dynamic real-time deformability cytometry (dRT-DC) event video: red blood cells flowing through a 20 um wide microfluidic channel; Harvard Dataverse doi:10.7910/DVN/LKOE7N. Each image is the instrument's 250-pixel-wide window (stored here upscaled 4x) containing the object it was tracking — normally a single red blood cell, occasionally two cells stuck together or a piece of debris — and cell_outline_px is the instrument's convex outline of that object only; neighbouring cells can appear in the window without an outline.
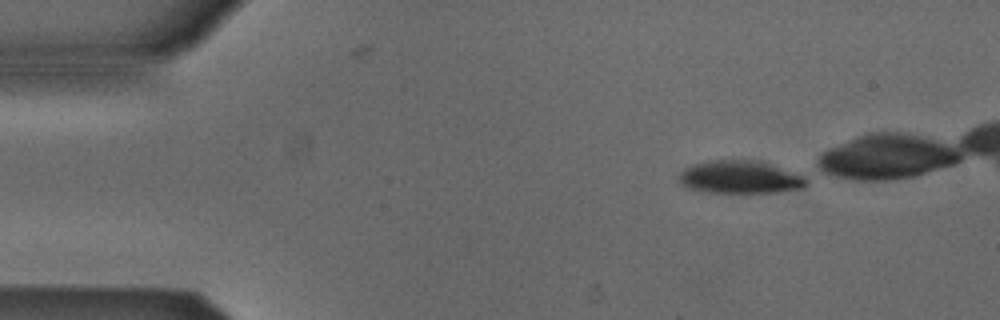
{"species": "Egyptian fruit bat (a non-hibernating species)", "species_latin": "Rousettus aegyptiacus", "temperature_condition": "cold", "stored_images_in_passage": 2, "camera_frame_rate_fps": 3000, "um_per_image_px": 0.085, "animal": {"sex": "male"}, "frame": {"image": 1, "passage_image": 2, "time_ms": 0.333, "image_size_px": [1000, 320], "cell_outline_px": [[804, 188], [776, 192], [708, 192], [688, 188], [680, 184], [676, 180], [676, 176], [684, 168], [692, 164], [708, 160], [764, 160], [800, 176], [804, 180]], "centroid_in_image_um": [62.78, 15.04], "position_along_channel_um": 22.2, "area_um2": 24.39}}